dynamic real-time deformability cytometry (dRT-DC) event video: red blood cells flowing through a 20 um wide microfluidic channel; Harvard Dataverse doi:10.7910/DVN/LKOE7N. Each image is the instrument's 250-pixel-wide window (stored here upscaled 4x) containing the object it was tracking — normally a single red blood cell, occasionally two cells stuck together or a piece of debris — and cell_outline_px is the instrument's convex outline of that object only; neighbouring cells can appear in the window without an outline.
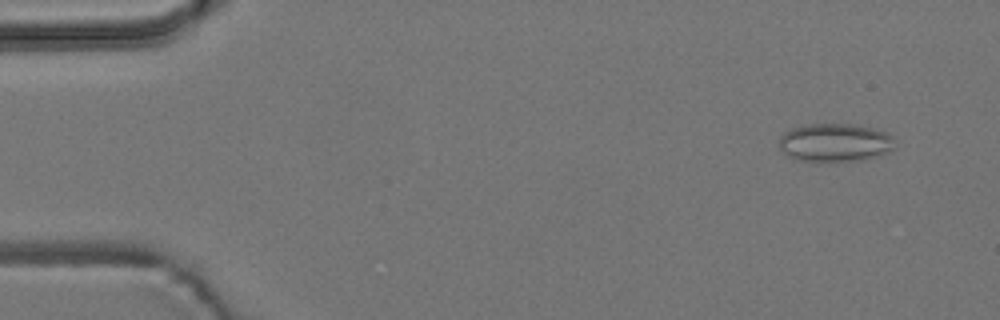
{"species": "common noctule bat (a hibernating species)", "species_latin": "Nyctalus noctula", "temperature_condition": "room temperature", "stored_images_in_passage": 5, "camera_frame_rate_fps": 3000, "um_per_image_px": 0.085, "animal": {"sex": "male", "body_mass_g": 19.2, "forearm_length_mm": 51.8}, "frame": {"image": 1, "passage_image": 1, "time_ms": 0.0, "image_size_px": [1000, 320], "cell_outline_px": [[896, 148], [888, 152], [864, 160], [820, 164], [796, 160], [788, 156], [780, 148], [780, 136], [784, 132], [792, 128], [808, 124], [852, 124], [872, 128], [884, 132], [892, 136], [896, 140]], "centroid_in_image_um": [70.98, 12.17], "position_along_channel_um": 14.0, "area_um2": 26.65}}